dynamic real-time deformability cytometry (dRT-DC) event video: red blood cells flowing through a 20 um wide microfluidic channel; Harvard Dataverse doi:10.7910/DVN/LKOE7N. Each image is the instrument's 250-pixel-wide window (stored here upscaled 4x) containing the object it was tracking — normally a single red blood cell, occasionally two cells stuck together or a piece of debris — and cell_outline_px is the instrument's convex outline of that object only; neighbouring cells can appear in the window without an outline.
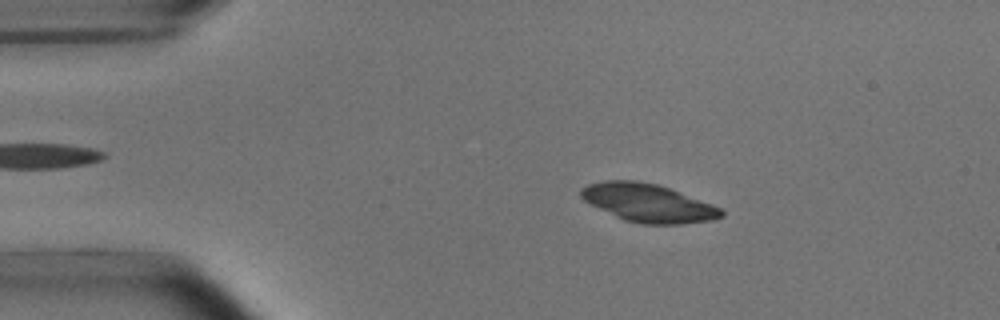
{"species": "common noctule bat (a hibernating species)", "species_latin": "Nyctalus noctula", "temperature_condition": "room temperature", "stored_images_in_passage": 7, "camera_frame_rate_fps": 3000, "um_per_image_px": 0.085, "animal": {"sex": "male", "body_mass_g": 15.6}, "frame": {"image": 1, "passage_image": 2, "time_ms": 1.333, "image_size_px": [1000, 320], "cell_outline_px": [[724, 216], [712, 220], [680, 224], [640, 224], [624, 220], [584, 200], [580, 196], [580, 188], [588, 184], [604, 180], [636, 180], [656, 184], [668, 188], [712, 204], [720, 208], [724, 212]], "centroid_in_image_um": [55.08, 17.25], "position_along_channel_um": 29.9, "area_um2": 30.92}}